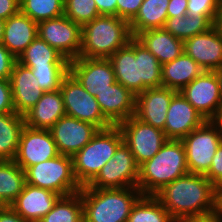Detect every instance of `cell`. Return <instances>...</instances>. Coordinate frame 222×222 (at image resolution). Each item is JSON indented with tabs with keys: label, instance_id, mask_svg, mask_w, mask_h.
I'll use <instances>...</instances> for the list:
<instances>
[{
	"label": "cell",
	"instance_id": "52",
	"mask_svg": "<svg viewBox=\"0 0 222 222\" xmlns=\"http://www.w3.org/2000/svg\"><path fill=\"white\" fill-rule=\"evenodd\" d=\"M4 26H5V20L0 19V42H2V38L4 34Z\"/></svg>",
	"mask_w": 222,
	"mask_h": 222
},
{
	"label": "cell",
	"instance_id": "16",
	"mask_svg": "<svg viewBox=\"0 0 222 222\" xmlns=\"http://www.w3.org/2000/svg\"><path fill=\"white\" fill-rule=\"evenodd\" d=\"M178 91L167 87L148 88L136 95L135 117L164 131L167 111L172 97Z\"/></svg>",
	"mask_w": 222,
	"mask_h": 222
},
{
	"label": "cell",
	"instance_id": "38",
	"mask_svg": "<svg viewBox=\"0 0 222 222\" xmlns=\"http://www.w3.org/2000/svg\"><path fill=\"white\" fill-rule=\"evenodd\" d=\"M222 0H188L189 16L206 15L212 22L215 20Z\"/></svg>",
	"mask_w": 222,
	"mask_h": 222
},
{
	"label": "cell",
	"instance_id": "5",
	"mask_svg": "<svg viewBox=\"0 0 222 222\" xmlns=\"http://www.w3.org/2000/svg\"><path fill=\"white\" fill-rule=\"evenodd\" d=\"M122 142L120 128L111 126L98 130L91 141L72 157L74 175L81 187L87 186L98 175Z\"/></svg>",
	"mask_w": 222,
	"mask_h": 222
},
{
	"label": "cell",
	"instance_id": "43",
	"mask_svg": "<svg viewBox=\"0 0 222 222\" xmlns=\"http://www.w3.org/2000/svg\"><path fill=\"white\" fill-rule=\"evenodd\" d=\"M20 11V0H0V19L7 20Z\"/></svg>",
	"mask_w": 222,
	"mask_h": 222
},
{
	"label": "cell",
	"instance_id": "6",
	"mask_svg": "<svg viewBox=\"0 0 222 222\" xmlns=\"http://www.w3.org/2000/svg\"><path fill=\"white\" fill-rule=\"evenodd\" d=\"M26 183L68 196L81 190L75 178L72 157L58 156L35 164L25 170Z\"/></svg>",
	"mask_w": 222,
	"mask_h": 222
},
{
	"label": "cell",
	"instance_id": "9",
	"mask_svg": "<svg viewBox=\"0 0 222 222\" xmlns=\"http://www.w3.org/2000/svg\"><path fill=\"white\" fill-rule=\"evenodd\" d=\"M138 178L139 165L129 147L122 142L114 156L87 186L98 189L137 187Z\"/></svg>",
	"mask_w": 222,
	"mask_h": 222
},
{
	"label": "cell",
	"instance_id": "19",
	"mask_svg": "<svg viewBox=\"0 0 222 222\" xmlns=\"http://www.w3.org/2000/svg\"><path fill=\"white\" fill-rule=\"evenodd\" d=\"M183 49L204 70L214 71L222 66V38L214 27L184 40Z\"/></svg>",
	"mask_w": 222,
	"mask_h": 222
},
{
	"label": "cell",
	"instance_id": "28",
	"mask_svg": "<svg viewBox=\"0 0 222 222\" xmlns=\"http://www.w3.org/2000/svg\"><path fill=\"white\" fill-rule=\"evenodd\" d=\"M170 0H144L136 16L129 22L133 37L148 29L163 28L168 18Z\"/></svg>",
	"mask_w": 222,
	"mask_h": 222
},
{
	"label": "cell",
	"instance_id": "18",
	"mask_svg": "<svg viewBox=\"0 0 222 222\" xmlns=\"http://www.w3.org/2000/svg\"><path fill=\"white\" fill-rule=\"evenodd\" d=\"M104 117L118 126L124 120L135 115L136 95L122 84L115 82L108 89L95 96Z\"/></svg>",
	"mask_w": 222,
	"mask_h": 222
},
{
	"label": "cell",
	"instance_id": "32",
	"mask_svg": "<svg viewBox=\"0 0 222 222\" xmlns=\"http://www.w3.org/2000/svg\"><path fill=\"white\" fill-rule=\"evenodd\" d=\"M162 64L138 41L139 93L162 86Z\"/></svg>",
	"mask_w": 222,
	"mask_h": 222
},
{
	"label": "cell",
	"instance_id": "46",
	"mask_svg": "<svg viewBox=\"0 0 222 222\" xmlns=\"http://www.w3.org/2000/svg\"><path fill=\"white\" fill-rule=\"evenodd\" d=\"M0 222H29L23 219L10 206H3L0 209Z\"/></svg>",
	"mask_w": 222,
	"mask_h": 222
},
{
	"label": "cell",
	"instance_id": "20",
	"mask_svg": "<svg viewBox=\"0 0 222 222\" xmlns=\"http://www.w3.org/2000/svg\"><path fill=\"white\" fill-rule=\"evenodd\" d=\"M60 197L50 190L25 183L22 192L10 207L26 221L39 222L52 210Z\"/></svg>",
	"mask_w": 222,
	"mask_h": 222
},
{
	"label": "cell",
	"instance_id": "27",
	"mask_svg": "<svg viewBox=\"0 0 222 222\" xmlns=\"http://www.w3.org/2000/svg\"><path fill=\"white\" fill-rule=\"evenodd\" d=\"M17 62L25 67H69L70 61L40 37L20 54Z\"/></svg>",
	"mask_w": 222,
	"mask_h": 222
},
{
	"label": "cell",
	"instance_id": "4",
	"mask_svg": "<svg viewBox=\"0 0 222 222\" xmlns=\"http://www.w3.org/2000/svg\"><path fill=\"white\" fill-rule=\"evenodd\" d=\"M133 38L127 20L100 15L82 26L79 57L108 59Z\"/></svg>",
	"mask_w": 222,
	"mask_h": 222
},
{
	"label": "cell",
	"instance_id": "35",
	"mask_svg": "<svg viewBox=\"0 0 222 222\" xmlns=\"http://www.w3.org/2000/svg\"><path fill=\"white\" fill-rule=\"evenodd\" d=\"M20 11L39 23L64 15V0H20Z\"/></svg>",
	"mask_w": 222,
	"mask_h": 222
},
{
	"label": "cell",
	"instance_id": "17",
	"mask_svg": "<svg viewBox=\"0 0 222 222\" xmlns=\"http://www.w3.org/2000/svg\"><path fill=\"white\" fill-rule=\"evenodd\" d=\"M206 120L178 91L170 102L164 134L167 139L181 140Z\"/></svg>",
	"mask_w": 222,
	"mask_h": 222
},
{
	"label": "cell",
	"instance_id": "10",
	"mask_svg": "<svg viewBox=\"0 0 222 222\" xmlns=\"http://www.w3.org/2000/svg\"><path fill=\"white\" fill-rule=\"evenodd\" d=\"M118 127L122 132L123 142L129 147L139 166L154 157L168 140L164 131L140 121L135 116L124 120Z\"/></svg>",
	"mask_w": 222,
	"mask_h": 222
},
{
	"label": "cell",
	"instance_id": "41",
	"mask_svg": "<svg viewBox=\"0 0 222 222\" xmlns=\"http://www.w3.org/2000/svg\"><path fill=\"white\" fill-rule=\"evenodd\" d=\"M17 58L0 42V79L9 80Z\"/></svg>",
	"mask_w": 222,
	"mask_h": 222
},
{
	"label": "cell",
	"instance_id": "36",
	"mask_svg": "<svg viewBox=\"0 0 222 222\" xmlns=\"http://www.w3.org/2000/svg\"><path fill=\"white\" fill-rule=\"evenodd\" d=\"M64 15L81 26L100 16L94 0H64Z\"/></svg>",
	"mask_w": 222,
	"mask_h": 222
},
{
	"label": "cell",
	"instance_id": "22",
	"mask_svg": "<svg viewBox=\"0 0 222 222\" xmlns=\"http://www.w3.org/2000/svg\"><path fill=\"white\" fill-rule=\"evenodd\" d=\"M63 96L60 89L44 92L41 99L24 116L25 126L49 130L65 116Z\"/></svg>",
	"mask_w": 222,
	"mask_h": 222
},
{
	"label": "cell",
	"instance_id": "47",
	"mask_svg": "<svg viewBox=\"0 0 222 222\" xmlns=\"http://www.w3.org/2000/svg\"><path fill=\"white\" fill-rule=\"evenodd\" d=\"M213 213L222 221V183L214 186Z\"/></svg>",
	"mask_w": 222,
	"mask_h": 222
},
{
	"label": "cell",
	"instance_id": "40",
	"mask_svg": "<svg viewBox=\"0 0 222 222\" xmlns=\"http://www.w3.org/2000/svg\"><path fill=\"white\" fill-rule=\"evenodd\" d=\"M15 112L10 81L0 79V114Z\"/></svg>",
	"mask_w": 222,
	"mask_h": 222
},
{
	"label": "cell",
	"instance_id": "48",
	"mask_svg": "<svg viewBox=\"0 0 222 222\" xmlns=\"http://www.w3.org/2000/svg\"><path fill=\"white\" fill-rule=\"evenodd\" d=\"M176 222H222L214 213L179 219Z\"/></svg>",
	"mask_w": 222,
	"mask_h": 222
},
{
	"label": "cell",
	"instance_id": "3",
	"mask_svg": "<svg viewBox=\"0 0 222 222\" xmlns=\"http://www.w3.org/2000/svg\"><path fill=\"white\" fill-rule=\"evenodd\" d=\"M79 192L84 222H127L134 204L143 195L137 187L98 189L83 186Z\"/></svg>",
	"mask_w": 222,
	"mask_h": 222
},
{
	"label": "cell",
	"instance_id": "29",
	"mask_svg": "<svg viewBox=\"0 0 222 222\" xmlns=\"http://www.w3.org/2000/svg\"><path fill=\"white\" fill-rule=\"evenodd\" d=\"M24 116L16 112L0 114V160H13L23 128Z\"/></svg>",
	"mask_w": 222,
	"mask_h": 222
},
{
	"label": "cell",
	"instance_id": "24",
	"mask_svg": "<svg viewBox=\"0 0 222 222\" xmlns=\"http://www.w3.org/2000/svg\"><path fill=\"white\" fill-rule=\"evenodd\" d=\"M116 82L139 94L138 80V40L133 37L123 48L117 50L109 58Z\"/></svg>",
	"mask_w": 222,
	"mask_h": 222
},
{
	"label": "cell",
	"instance_id": "31",
	"mask_svg": "<svg viewBox=\"0 0 222 222\" xmlns=\"http://www.w3.org/2000/svg\"><path fill=\"white\" fill-rule=\"evenodd\" d=\"M213 27V22L206 15L184 17H168L164 29L174 37L184 41L195 35L207 32Z\"/></svg>",
	"mask_w": 222,
	"mask_h": 222
},
{
	"label": "cell",
	"instance_id": "23",
	"mask_svg": "<svg viewBox=\"0 0 222 222\" xmlns=\"http://www.w3.org/2000/svg\"><path fill=\"white\" fill-rule=\"evenodd\" d=\"M37 36V23L19 11L5 20L1 43L18 58Z\"/></svg>",
	"mask_w": 222,
	"mask_h": 222
},
{
	"label": "cell",
	"instance_id": "51",
	"mask_svg": "<svg viewBox=\"0 0 222 222\" xmlns=\"http://www.w3.org/2000/svg\"><path fill=\"white\" fill-rule=\"evenodd\" d=\"M216 75H217V78L219 80V86H220V93H221V96H222V66L216 70H214Z\"/></svg>",
	"mask_w": 222,
	"mask_h": 222
},
{
	"label": "cell",
	"instance_id": "50",
	"mask_svg": "<svg viewBox=\"0 0 222 222\" xmlns=\"http://www.w3.org/2000/svg\"><path fill=\"white\" fill-rule=\"evenodd\" d=\"M212 121L218 126L219 131L222 135V107L219 109L218 114Z\"/></svg>",
	"mask_w": 222,
	"mask_h": 222
},
{
	"label": "cell",
	"instance_id": "21",
	"mask_svg": "<svg viewBox=\"0 0 222 222\" xmlns=\"http://www.w3.org/2000/svg\"><path fill=\"white\" fill-rule=\"evenodd\" d=\"M14 110L24 115L42 97L45 92L34 77L32 69L16 62L10 76Z\"/></svg>",
	"mask_w": 222,
	"mask_h": 222
},
{
	"label": "cell",
	"instance_id": "33",
	"mask_svg": "<svg viewBox=\"0 0 222 222\" xmlns=\"http://www.w3.org/2000/svg\"><path fill=\"white\" fill-rule=\"evenodd\" d=\"M127 222H176L154 195H142L134 204Z\"/></svg>",
	"mask_w": 222,
	"mask_h": 222
},
{
	"label": "cell",
	"instance_id": "13",
	"mask_svg": "<svg viewBox=\"0 0 222 222\" xmlns=\"http://www.w3.org/2000/svg\"><path fill=\"white\" fill-rule=\"evenodd\" d=\"M58 155L56 143L49 130L33 129L25 126L13 161L25 171L28 167Z\"/></svg>",
	"mask_w": 222,
	"mask_h": 222
},
{
	"label": "cell",
	"instance_id": "2",
	"mask_svg": "<svg viewBox=\"0 0 222 222\" xmlns=\"http://www.w3.org/2000/svg\"><path fill=\"white\" fill-rule=\"evenodd\" d=\"M189 173L181 140L168 139L154 157L139 166L137 188L143 195H155L164 186Z\"/></svg>",
	"mask_w": 222,
	"mask_h": 222
},
{
	"label": "cell",
	"instance_id": "15",
	"mask_svg": "<svg viewBox=\"0 0 222 222\" xmlns=\"http://www.w3.org/2000/svg\"><path fill=\"white\" fill-rule=\"evenodd\" d=\"M69 72L94 97L116 82L109 59L83 58L70 60Z\"/></svg>",
	"mask_w": 222,
	"mask_h": 222
},
{
	"label": "cell",
	"instance_id": "44",
	"mask_svg": "<svg viewBox=\"0 0 222 222\" xmlns=\"http://www.w3.org/2000/svg\"><path fill=\"white\" fill-rule=\"evenodd\" d=\"M188 0H170L167 8L168 17H184L187 14Z\"/></svg>",
	"mask_w": 222,
	"mask_h": 222
},
{
	"label": "cell",
	"instance_id": "37",
	"mask_svg": "<svg viewBox=\"0 0 222 222\" xmlns=\"http://www.w3.org/2000/svg\"><path fill=\"white\" fill-rule=\"evenodd\" d=\"M32 69L38 84L44 90L60 89L63 78L69 73V67H28Z\"/></svg>",
	"mask_w": 222,
	"mask_h": 222
},
{
	"label": "cell",
	"instance_id": "45",
	"mask_svg": "<svg viewBox=\"0 0 222 222\" xmlns=\"http://www.w3.org/2000/svg\"><path fill=\"white\" fill-rule=\"evenodd\" d=\"M100 15L116 16L117 0H94Z\"/></svg>",
	"mask_w": 222,
	"mask_h": 222
},
{
	"label": "cell",
	"instance_id": "12",
	"mask_svg": "<svg viewBox=\"0 0 222 222\" xmlns=\"http://www.w3.org/2000/svg\"><path fill=\"white\" fill-rule=\"evenodd\" d=\"M180 92L205 120H213L222 107L219 80L215 71L205 70Z\"/></svg>",
	"mask_w": 222,
	"mask_h": 222
},
{
	"label": "cell",
	"instance_id": "7",
	"mask_svg": "<svg viewBox=\"0 0 222 222\" xmlns=\"http://www.w3.org/2000/svg\"><path fill=\"white\" fill-rule=\"evenodd\" d=\"M181 142L185 148L189 173L205 175L222 143V135L212 120H206L182 138Z\"/></svg>",
	"mask_w": 222,
	"mask_h": 222
},
{
	"label": "cell",
	"instance_id": "11",
	"mask_svg": "<svg viewBox=\"0 0 222 222\" xmlns=\"http://www.w3.org/2000/svg\"><path fill=\"white\" fill-rule=\"evenodd\" d=\"M38 37L60 52L67 60L79 58L82 26L62 15L37 23Z\"/></svg>",
	"mask_w": 222,
	"mask_h": 222
},
{
	"label": "cell",
	"instance_id": "14",
	"mask_svg": "<svg viewBox=\"0 0 222 222\" xmlns=\"http://www.w3.org/2000/svg\"><path fill=\"white\" fill-rule=\"evenodd\" d=\"M98 128L88 122L71 116L61 117L50 129L59 154L73 157L98 132Z\"/></svg>",
	"mask_w": 222,
	"mask_h": 222
},
{
	"label": "cell",
	"instance_id": "1",
	"mask_svg": "<svg viewBox=\"0 0 222 222\" xmlns=\"http://www.w3.org/2000/svg\"><path fill=\"white\" fill-rule=\"evenodd\" d=\"M175 221L213 213L214 185L205 175L187 173L154 195Z\"/></svg>",
	"mask_w": 222,
	"mask_h": 222
},
{
	"label": "cell",
	"instance_id": "34",
	"mask_svg": "<svg viewBox=\"0 0 222 222\" xmlns=\"http://www.w3.org/2000/svg\"><path fill=\"white\" fill-rule=\"evenodd\" d=\"M39 222H84L81 193L61 196Z\"/></svg>",
	"mask_w": 222,
	"mask_h": 222
},
{
	"label": "cell",
	"instance_id": "49",
	"mask_svg": "<svg viewBox=\"0 0 222 222\" xmlns=\"http://www.w3.org/2000/svg\"><path fill=\"white\" fill-rule=\"evenodd\" d=\"M213 27L217 30L219 36L222 38V1L218 12L216 13Z\"/></svg>",
	"mask_w": 222,
	"mask_h": 222
},
{
	"label": "cell",
	"instance_id": "39",
	"mask_svg": "<svg viewBox=\"0 0 222 222\" xmlns=\"http://www.w3.org/2000/svg\"><path fill=\"white\" fill-rule=\"evenodd\" d=\"M144 0H117L116 16L130 22L138 13Z\"/></svg>",
	"mask_w": 222,
	"mask_h": 222
},
{
	"label": "cell",
	"instance_id": "8",
	"mask_svg": "<svg viewBox=\"0 0 222 222\" xmlns=\"http://www.w3.org/2000/svg\"><path fill=\"white\" fill-rule=\"evenodd\" d=\"M60 91L67 116L91 123L99 130L113 126L104 117L96 98L70 72L63 78Z\"/></svg>",
	"mask_w": 222,
	"mask_h": 222
},
{
	"label": "cell",
	"instance_id": "26",
	"mask_svg": "<svg viewBox=\"0 0 222 222\" xmlns=\"http://www.w3.org/2000/svg\"><path fill=\"white\" fill-rule=\"evenodd\" d=\"M205 70L184 52L173 61L162 64V86L182 90Z\"/></svg>",
	"mask_w": 222,
	"mask_h": 222
},
{
	"label": "cell",
	"instance_id": "42",
	"mask_svg": "<svg viewBox=\"0 0 222 222\" xmlns=\"http://www.w3.org/2000/svg\"><path fill=\"white\" fill-rule=\"evenodd\" d=\"M205 177L215 186L222 183V143L213 156L212 164Z\"/></svg>",
	"mask_w": 222,
	"mask_h": 222
},
{
	"label": "cell",
	"instance_id": "25",
	"mask_svg": "<svg viewBox=\"0 0 222 222\" xmlns=\"http://www.w3.org/2000/svg\"><path fill=\"white\" fill-rule=\"evenodd\" d=\"M135 38L149 50L161 64L173 61L183 52V41L174 37L164 28L148 29Z\"/></svg>",
	"mask_w": 222,
	"mask_h": 222
},
{
	"label": "cell",
	"instance_id": "30",
	"mask_svg": "<svg viewBox=\"0 0 222 222\" xmlns=\"http://www.w3.org/2000/svg\"><path fill=\"white\" fill-rule=\"evenodd\" d=\"M26 183L25 171L13 160H0V203L10 206Z\"/></svg>",
	"mask_w": 222,
	"mask_h": 222
}]
</instances>
